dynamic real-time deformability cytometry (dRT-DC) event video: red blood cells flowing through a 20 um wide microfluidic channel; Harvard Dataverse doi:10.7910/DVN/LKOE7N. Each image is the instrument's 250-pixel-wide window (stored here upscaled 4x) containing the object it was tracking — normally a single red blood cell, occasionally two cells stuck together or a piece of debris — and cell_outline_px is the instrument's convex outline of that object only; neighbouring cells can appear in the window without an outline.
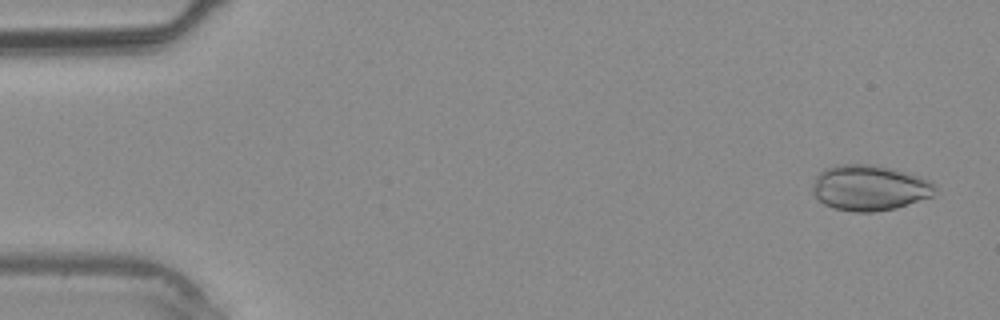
{"species": "common noctule bat (a hibernating species)", "species_latin": "Nyctalus noctula", "temperature_condition": "warm", "stored_images_in_passage": 38, "camera_frame_rate_fps": 3000, "um_per_image_px": 0.085, "animal": {"sex": "male", "body_mass_g": 20.4}, "frame": {"image": 1, "passage_image": 2, "time_ms": 0.333, "image_size_px": [1000, 320], "cell_outline_px": [[936, 188], [932, 196], [896, 208], [872, 212], [852, 212], [836, 208], [824, 204], [812, 192], [812, 184], [816, 176], [824, 168], [836, 164], [876, 164], [892, 168], [920, 176], [928, 180]], "centroid_in_image_um": [73.88, 15.95], "position_along_channel_um": 11.1, "area_um2": 32.6}}
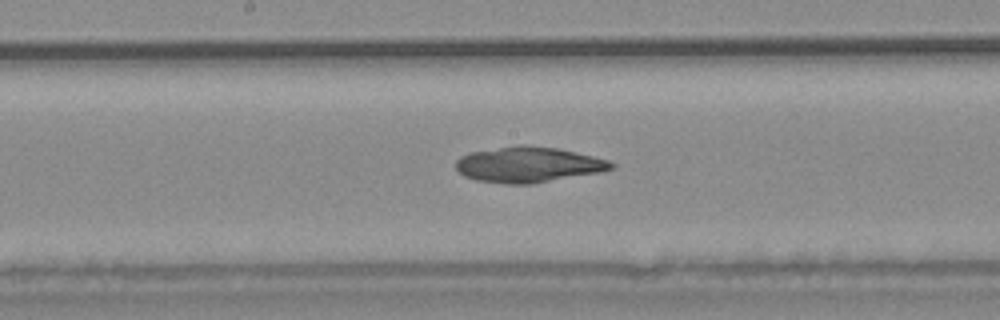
{"frame": {"image": 2, "passage_image": 20, "time_ms": 6.333, "image_size_px": [1000, 320], "cell_outline_px": [[616, 168], [600, 172], [532, 184], [504, 184], [476, 180], [464, 176], [456, 168], [456, 160], [460, 156], [472, 152], [500, 148], [556, 148], [592, 156], [608, 160], [616, 164]], "centroid_in_image_um": [44.93, 14.05], "position_along_channel_um": 203.3, "area_um2": 31.21}}
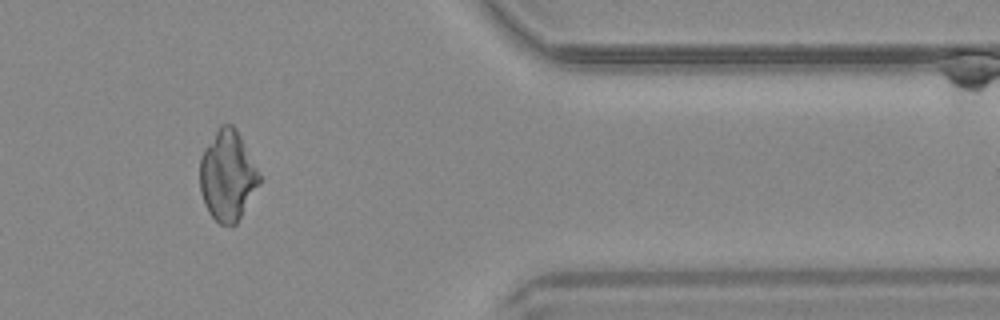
{"frame": {"image": 3, "passage_image": 32, "time_ms": 10.333, "image_size_px": [1000, 320], "cell_outline_px": [[260, 184], [236, 224], [232, 228], [220, 224], [208, 212], [204, 204], [200, 192], [200, 156], [204, 148], [220, 124], [232, 124], [236, 128], [260, 176]], "centroid_in_image_um": [19.31, 14.96], "position_along_channel_um": 392.1, "area_um2": 31.27}}